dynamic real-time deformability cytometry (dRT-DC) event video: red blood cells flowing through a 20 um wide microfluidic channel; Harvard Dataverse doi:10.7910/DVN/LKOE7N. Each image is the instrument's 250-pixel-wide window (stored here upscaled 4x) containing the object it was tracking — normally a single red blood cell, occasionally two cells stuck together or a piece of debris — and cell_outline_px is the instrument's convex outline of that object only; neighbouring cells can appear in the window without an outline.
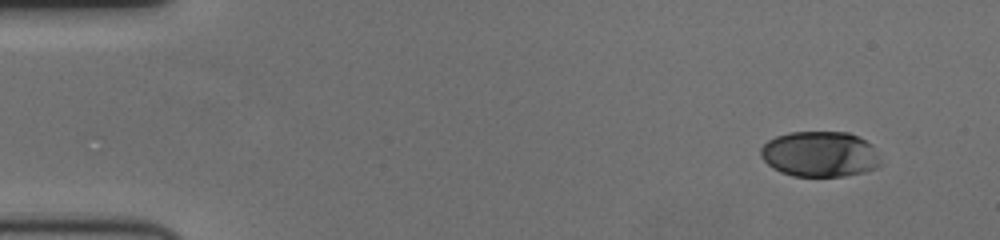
{"species": "human", "species_latin": "Homo sapiens", "temperature_condition": "cold", "stored_images_in_passage": 56, "camera_frame_rate_fps": 3000, "um_per_image_px": 0.085, "donor": {"sex": "female"}, "frame": {"image": 1, "passage_image": 1, "time_ms": 0.0, "image_size_px": [1000, 240], "cell_outline_px": [[880, 164], [876, 168], [864, 172], [844, 176], [792, 176], [780, 172], [772, 168], [760, 156], [760, 148], [768, 140], [776, 136], [788, 132], [848, 132], [872, 144], [880, 160]], "centroid_in_image_um": [69.66, 13.1], "position_along_channel_um": 15.3, "area_um2": 31.91}}
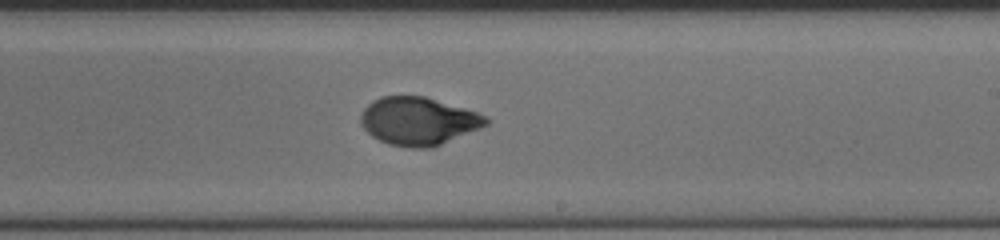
{"frame": {"image": 2, "passage_image": 32, "time_ms": 10.333, "image_size_px": [1000, 240], "cell_outline_px": [[488, 124], [480, 128], [432, 148], [412, 148], [388, 144], [372, 136], [360, 124], [360, 116], [364, 108], [372, 100], [380, 96], [424, 96], [464, 108], [476, 112], [484, 116], [488, 120]], "centroid_in_image_um": [35.52, 10.29], "position_along_channel_um": 253.5, "area_um2": 34.85}}
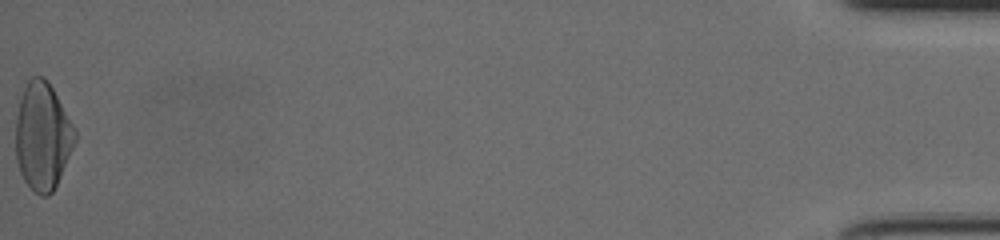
{"frame": {"image": 3, "passage_image": 56, "time_ms": 18.333, "image_size_px": [1000, 240], "cell_outline_px": [[76, 140], [56, 184], [52, 192], [48, 196], [40, 196], [24, 180], [20, 172], [16, 160], [16, 116], [20, 100], [24, 88], [28, 80], [32, 76], [44, 76], [48, 80], [76, 128]], "centroid_in_image_um": [3.62, 11.54], "position_along_channel_um": 431.6, "area_um2": 36.99}, "authors_computed_cell_mechanics": {"area_um2": 34.8534, "velocity_mm_per_s": 3.502, "shape_relaxation_time_tau1_ms": 4.5631, "shape_relaxation_time_tau2_ms": 0.7726, "deformation_change_tau1": 0.1837, "deformation_change_tau2": 0.0432}}